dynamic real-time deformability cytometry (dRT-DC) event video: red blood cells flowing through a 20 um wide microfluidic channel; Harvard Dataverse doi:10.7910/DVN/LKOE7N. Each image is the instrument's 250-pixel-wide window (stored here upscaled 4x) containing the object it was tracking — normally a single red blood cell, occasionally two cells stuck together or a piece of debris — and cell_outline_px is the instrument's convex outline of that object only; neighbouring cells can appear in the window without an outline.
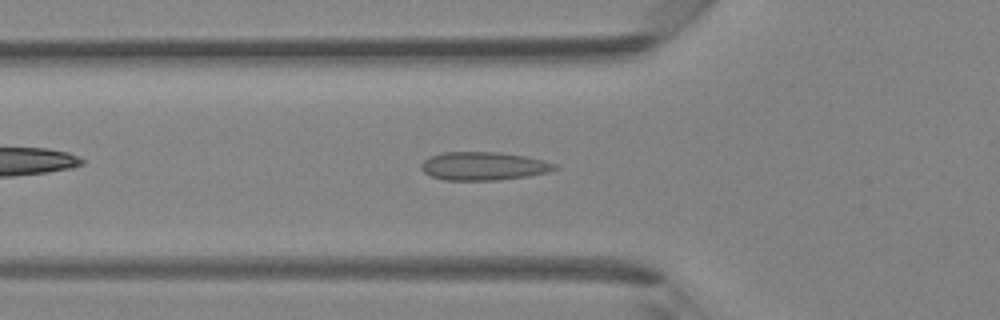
{"species": "Egyptian fruit bat (a non-hibernating species)", "species_latin": "Rousettus aegyptiacus", "temperature_condition": "room temperature", "stored_images_in_passage": 34, "camera_frame_rate_fps": 3000, "um_per_image_px": 0.085, "animal": {"sex": "female"}, "frame": {"image": 1, "passage_image": 7, "time_ms": 2.0, "image_size_px": [1000, 320], "cell_outline_px": [[560, 168], [548, 172], [528, 176], [500, 180], [444, 180], [432, 176], [424, 172], [420, 168], [420, 164], [424, 160], [432, 156], [444, 152], [500, 152], [524, 156], [544, 160], [556, 164]], "centroid_in_image_um": [41.12, 14.12], "position_along_channel_um": 84.7, "area_um2": 22.08}}
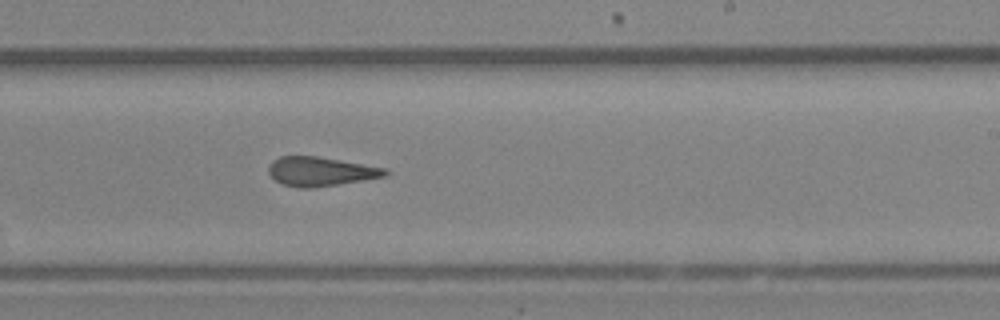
{"frame": {"image": 2, "passage_image": 18, "time_ms": 5.667, "image_size_px": [1000, 320], "cell_outline_px": [[388, 176], [312, 188], [300, 188], [280, 184], [268, 172], [268, 168], [272, 160], [280, 156], [316, 156], [388, 168]], "centroid_in_image_um": [27.25, 14.57], "position_along_channel_um": 261.8, "area_um2": 19.83}}
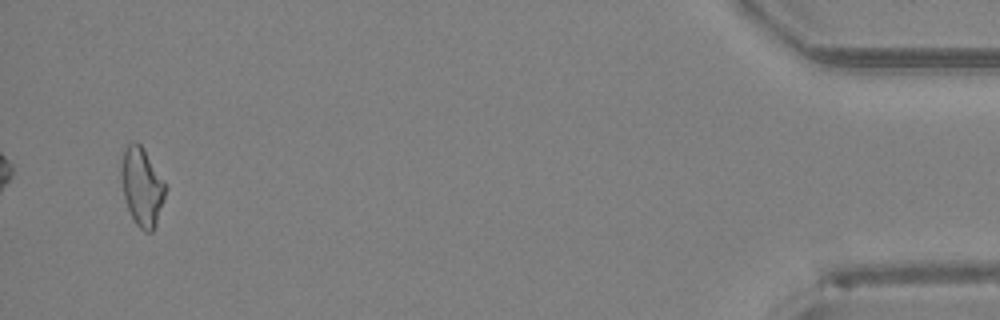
{"frame": {"image": 3, "passage_image": 33, "time_ms": 10.667, "image_size_px": [1000, 320], "cell_outline_px": [[168, 188], [156, 224], [152, 232], [144, 232], [136, 224], [128, 208], [124, 196], [120, 176], [120, 164], [124, 152], [128, 144], [132, 140], [136, 140], [144, 148], [168, 184]], "centroid_in_image_um": [12.09, 15.83], "position_along_channel_um": 423.1, "area_um2": 20.63}}